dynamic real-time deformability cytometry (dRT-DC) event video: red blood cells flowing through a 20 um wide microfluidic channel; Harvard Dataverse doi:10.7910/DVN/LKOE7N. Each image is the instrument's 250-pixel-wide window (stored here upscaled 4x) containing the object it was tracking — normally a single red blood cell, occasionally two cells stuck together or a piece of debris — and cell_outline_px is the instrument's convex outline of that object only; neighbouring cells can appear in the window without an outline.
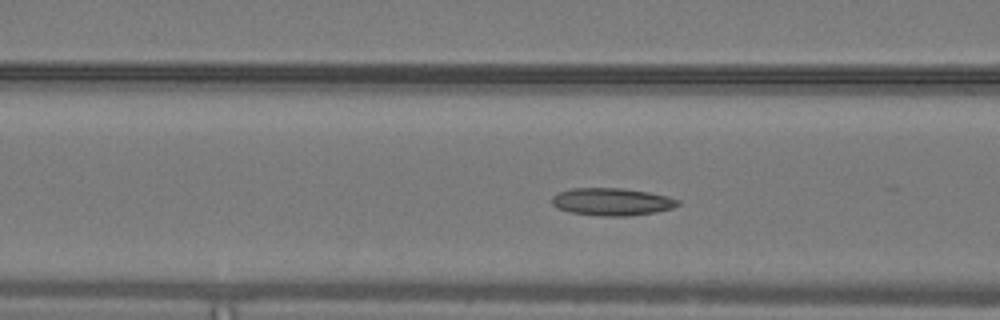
{"species": "common noctule bat (a hibernating species)", "species_latin": "Nyctalus noctula", "temperature_condition": "warm", "stored_images_in_passage": 27, "camera_frame_rate_fps": 3000, "um_per_image_px": 0.085, "animal": {"sex": "male", "body_mass_g": 19.2, "forearm_length_mm": 51.8}, "frame": {"image": 1, "passage_image": 15, "time_ms": 4.667, "image_size_px": [1000, 320], "cell_outline_px": [[680, 204], [672, 208], [656, 212], [628, 216], [604, 216], [572, 212], [556, 208], [552, 204], [552, 196], [556, 192], [572, 188], [620, 188], [648, 192], [668, 196], [680, 200]], "centroid_in_image_um": [52.0, 17.14], "position_along_channel_um": 114.6, "area_um2": 20.23}}
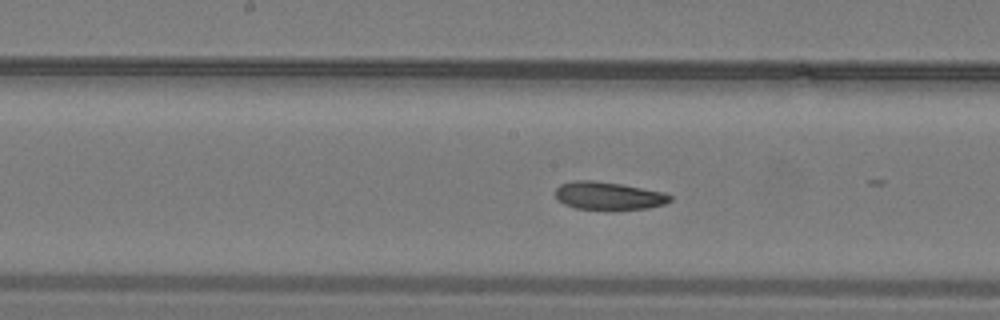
{"frame": {"image": 2, "passage_image": 21, "time_ms": 6.667, "image_size_px": [1000, 320], "cell_outline_px": [[672, 200], [664, 204], [648, 208], [576, 208], [564, 204], [556, 196], [556, 188], [560, 184], [576, 180], [596, 180], [620, 184], [664, 192], [672, 196]], "centroid_in_image_um": [51.73, 16.61], "position_along_channel_um": 196.5, "area_um2": 18.15}}
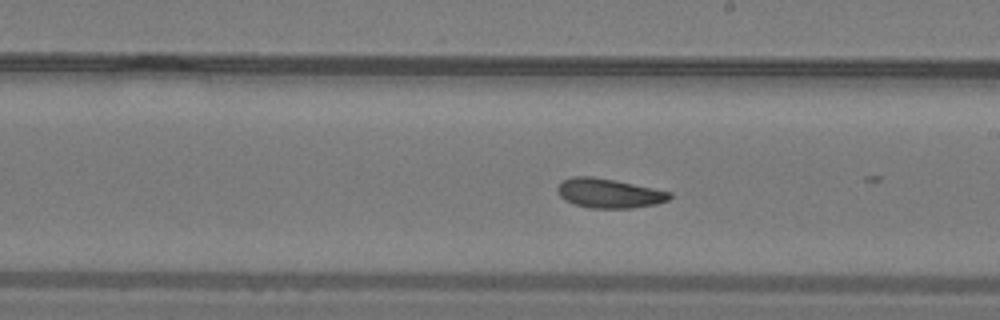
{"frame": {"image": 3, "passage_image": 24, "time_ms": 7.667, "image_size_px": [1000, 320], "cell_outline_px": [[672, 196], [668, 200], [656, 204], [632, 208], [588, 208], [564, 200], [560, 196], [556, 188], [560, 180], [572, 176], [592, 176], [616, 180], [672, 192]], "centroid_in_image_um": [51.74, 16.41], "position_along_channel_um": 237.3, "area_um2": 19.42}}